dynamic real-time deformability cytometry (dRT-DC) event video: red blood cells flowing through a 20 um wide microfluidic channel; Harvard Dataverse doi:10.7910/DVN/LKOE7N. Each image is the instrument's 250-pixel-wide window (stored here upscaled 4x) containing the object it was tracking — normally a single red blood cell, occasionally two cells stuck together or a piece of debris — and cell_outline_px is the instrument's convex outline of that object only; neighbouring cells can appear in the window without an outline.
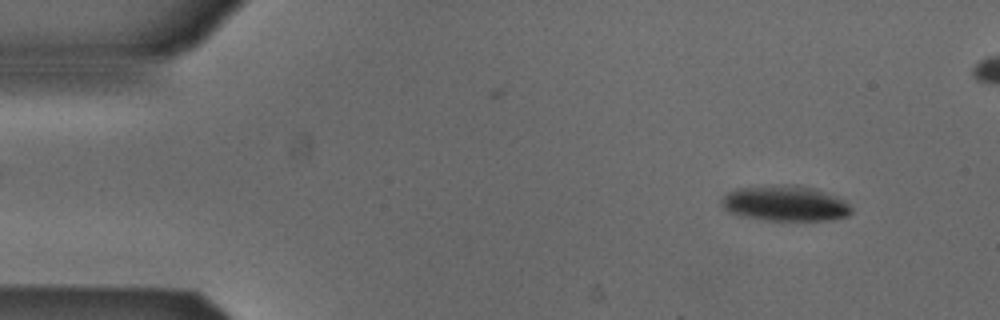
{"species": "Egyptian fruit bat (a non-hibernating species)", "species_latin": "Rousettus aegyptiacus", "temperature_condition": "cold", "stored_images_in_passage": 49, "camera_frame_rate_fps": 3000, "um_per_image_px": 0.085, "animal": {"sex": "male"}, "frame": {"image": 1, "passage_image": 5, "time_ms": 1.333, "image_size_px": [1000, 320], "cell_outline_px": [[852, 212], [848, 216], [832, 220], [768, 220], [744, 216], [728, 212], [724, 208], [720, 200], [728, 192], [736, 188], [772, 184], [792, 184], [812, 188], [836, 196], [844, 200], [852, 208]], "centroid_in_image_um": [66.73, 17.27], "position_along_channel_um": 18.3, "area_um2": 26.93}}
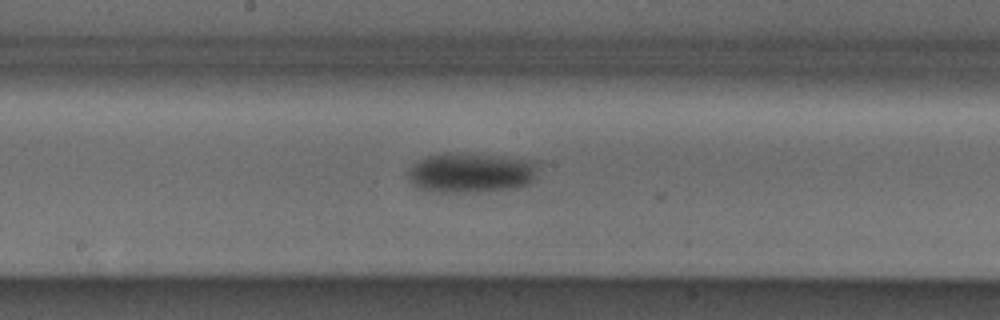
{"frame": {"image": 2, "passage_image": 27, "time_ms": 8.667, "image_size_px": [1000, 320], "cell_outline_px": [[540, 160], [532, 184], [516, 188], [480, 192], [428, 192], [416, 188], [408, 180], [408, 168], [416, 160], [436, 152], [456, 152], [504, 156]], "centroid_in_image_um": [40.02, 14.67], "position_along_channel_um": 208.2, "area_um2": 31.62}}
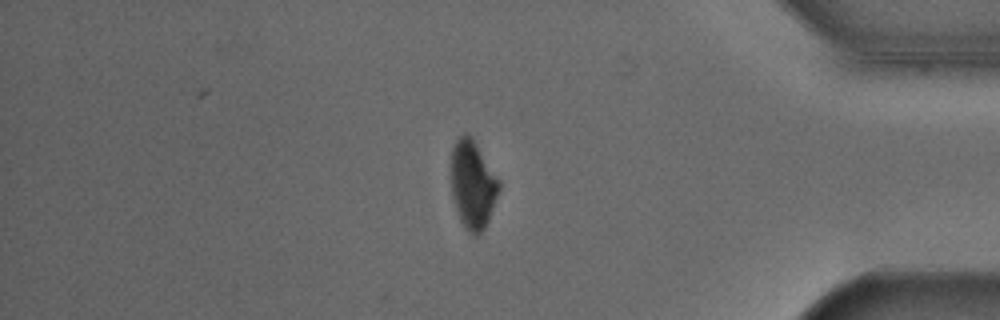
{"frame": {"image": 3, "passage_image": 44, "time_ms": 14.333, "image_size_px": [1000, 320], "cell_outline_px": [[500, 188], [488, 220], [484, 228], [476, 236], [468, 232], [464, 228], [460, 220], [452, 196], [452, 148], [456, 140], [464, 132], [468, 132], [472, 136], [500, 180]], "centroid_in_image_um": [40.19, 15.66], "position_along_channel_um": 395.0, "area_um2": 24.57}, "authors_computed_cell_mechanics": {"area_um2": 28.3798, "velocity_mm_per_s": 3.861, "shape_relaxation_time_tau1_ms": 3.3194, "shape_relaxation_time_tau2_ms": null, "deformation_change_tau1": 0.1034, "deformation_change_tau2": null}}